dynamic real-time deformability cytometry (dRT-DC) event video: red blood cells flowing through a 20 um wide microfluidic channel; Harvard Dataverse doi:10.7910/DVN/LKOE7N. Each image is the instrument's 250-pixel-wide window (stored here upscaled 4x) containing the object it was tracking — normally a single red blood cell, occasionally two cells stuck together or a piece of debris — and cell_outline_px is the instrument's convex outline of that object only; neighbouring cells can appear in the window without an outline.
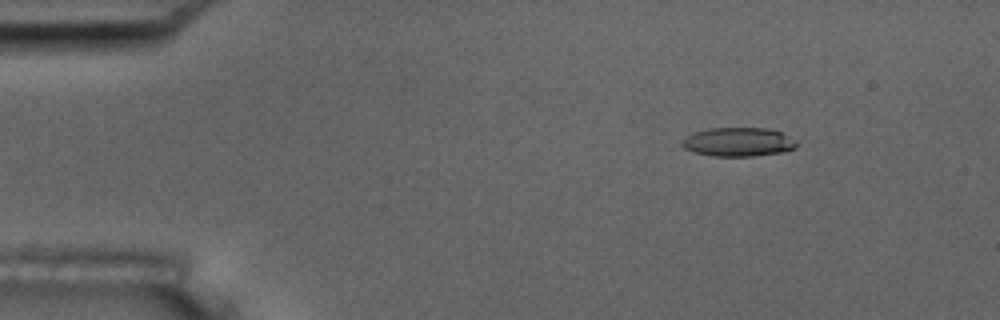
{"species": "common noctule bat (a hibernating species)", "species_latin": "Nyctalus noctula", "temperature_condition": "room temperature", "stored_images_in_passage": 7, "camera_frame_rate_fps": 3000, "um_per_image_px": 0.085, "animal": {"sex": "male", "body_mass_g": 17.5, "forearm_length_mm": 52.3}, "frame": {"image": 1, "passage_image": 3, "time_ms": 2.333, "image_size_px": [1000, 320], "cell_outline_px": [[796, 148], [780, 152], [752, 156], [712, 156], [696, 152], [684, 148], [680, 144], [692, 132], [708, 128], [768, 128], [780, 132], [796, 140]], "centroid_in_image_um": [62.74, 12.06], "position_along_channel_um": 22.3, "area_um2": 19.13}}